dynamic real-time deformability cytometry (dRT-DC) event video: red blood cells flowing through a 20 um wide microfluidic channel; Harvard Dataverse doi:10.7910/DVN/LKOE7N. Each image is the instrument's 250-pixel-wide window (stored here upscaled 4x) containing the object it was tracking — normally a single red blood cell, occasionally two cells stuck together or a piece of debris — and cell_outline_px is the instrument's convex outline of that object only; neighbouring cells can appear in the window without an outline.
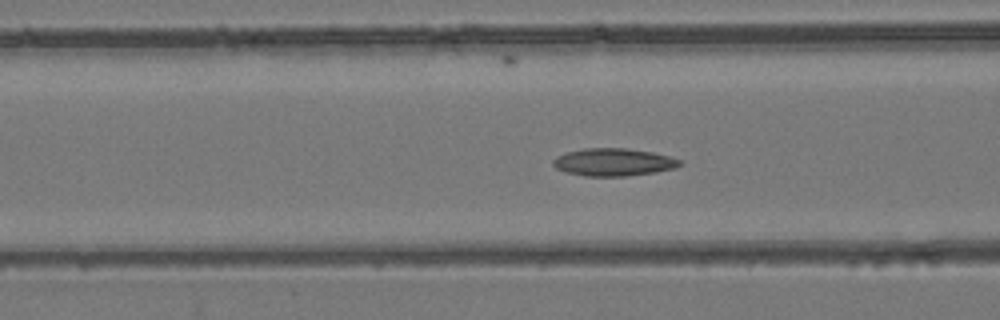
{"species": "common noctule bat (a hibernating species)", "species_latin": "Nyctalus noctula", "temperature_condition": "room temperature", "stored_images_in_passage": 46, "camera_frame_rate_fps": 3000, "um_per_image_px": 0.085, "animal": {"sex": "female", "body_mass_g": 24.6, "forearm_length_mm": 56.2}, "frame": {"image": 1, "passage_image": 14, "time_ms": 4.333, "image_size_px": [1000, 320], "cell_outline_px": [[684, 164], [676, 168], [656, 172], [628, 176], [584, 176], [564, 172], [556, 168], [552, 164], [552, 160], [556, 156], [568, 152], [584, 148], [624, 148], [652, 152], [668, 156], [680, 160]], "centroid_in_image_um": [52.14, 13.79], "position_along_channel_um": 114.5, "area_um2": 20.52}}
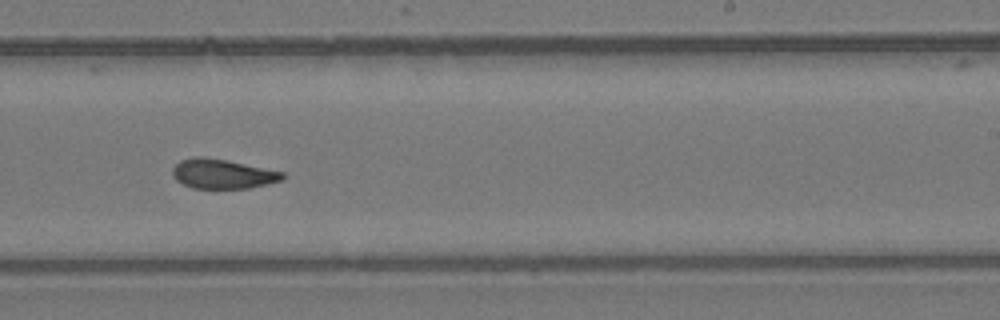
{"frame": {"image": 2, "passage_image": 26, "time_ms": 8.333, "image_size_px": [1000, 320], "cell_outline_px": [[284, 180], [248, 188], [192, 188], [176, 180], [172, 176], [172, 168], [180, 160], [192, 156], [200, 156], [228, 160], [284, 172]], "centroid_in_image_um": [18.89, 14.77], "position_along_channel_um": 270.1, "area_um2": 19.02}}
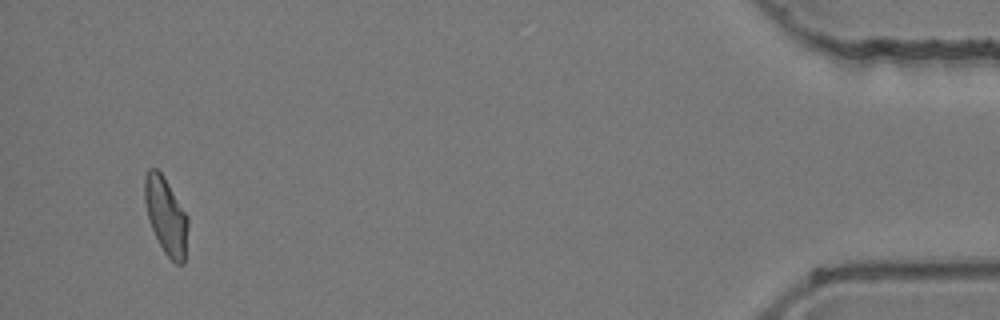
{"frame": {"image": 3, "passage_image": 44, "time_ms": 14.333, "image_size_px": [1000, 320], "cell_outline_px": [[188, 228], [184, 264], [176, 264], [164, 252], [152, 228], [148, 216], [144, 200], [144, 176], [148, 168], [156, 168], [164, 176], [188, 216]], "centroid_in_image_um": [14.11, 18.32], "position_along_channel_um": 421.1, "area_um2": 19.36}, "authors_computed_cell_mechanics": {"area_um2": 19.5942, "velocity_mm_per_s": 3.9022, "shape_relaxation_time_tau1_ms": 7.3009, "shape_relaxation_time_tau2_ms": 2.2539, "deformation_change_tau1": 0.1911, "deformation_change_tau2": 0.0853}}